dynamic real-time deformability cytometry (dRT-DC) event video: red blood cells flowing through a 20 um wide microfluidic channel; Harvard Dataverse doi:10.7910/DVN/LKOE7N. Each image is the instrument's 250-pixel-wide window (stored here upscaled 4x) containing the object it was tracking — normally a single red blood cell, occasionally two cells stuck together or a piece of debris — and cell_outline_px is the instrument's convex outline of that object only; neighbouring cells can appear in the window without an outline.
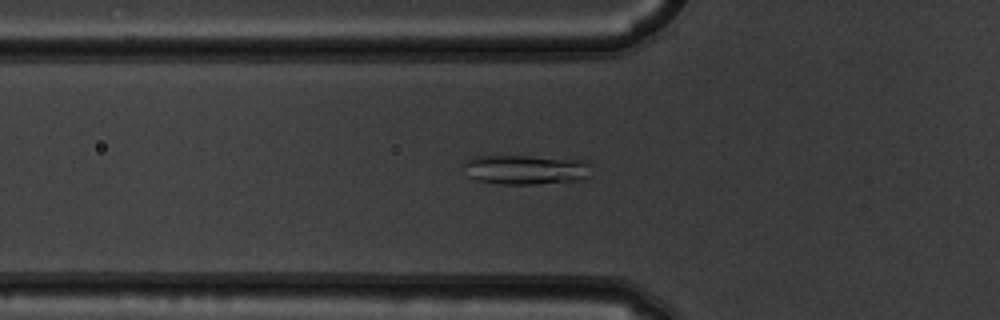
{"species": "common noctule bat (a hibernating species)", "species_latin": "Nyctalus noctula", "temperature_condition": "warm", "stored_images_in_passage": 7, "camera_frame_rate_fps": 3000, "um_per_image_px": 0.085, "animal": {"sex": "male", "body_mass_g": 19.5, "forearm_length_mm": 54.6}, "frame": {"image": 1, "passage_image": 7, "time_ms": 2.0, "image_size_px": [1000, 320], "cell_outline_px": [[592, 164], [588, 180], [572, 184], [500, 184], [476, 180], [468, 176], [460, 164], [476, 156], [528, 156], [588, 160]], "centroid_in_image_um": [44.82, 14.45], "position_along_channel_um": 81.0, "area_um2": 23.12}}